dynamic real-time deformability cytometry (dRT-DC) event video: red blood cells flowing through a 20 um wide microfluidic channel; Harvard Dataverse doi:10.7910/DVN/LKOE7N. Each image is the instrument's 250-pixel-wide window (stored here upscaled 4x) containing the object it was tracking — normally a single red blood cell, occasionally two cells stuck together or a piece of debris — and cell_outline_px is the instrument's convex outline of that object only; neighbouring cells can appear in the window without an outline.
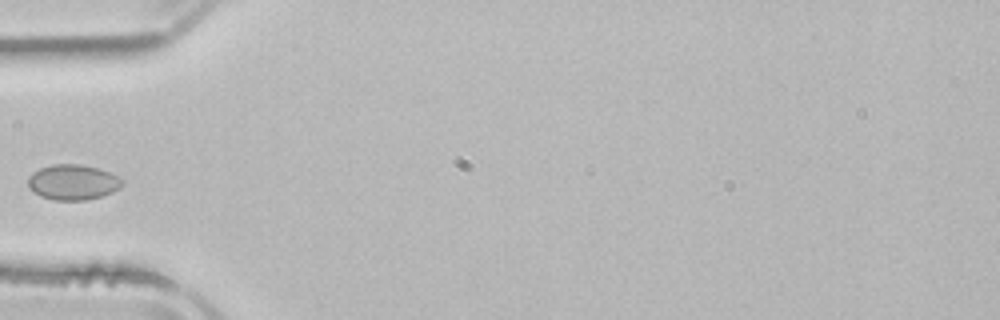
{"species": "common noctule bat (a hibernating species)", "species_latin": "Nyctalus noctula", "temperature_condition": "room temperature", "stored_images_in_passage": 4, "camera_frame_rate_fps": 3000, "um_per_image_px": 0.085, "animal": {"sex": "male", "body_mass_g": 21.5, "forearm_length_mm": 52.0}, "frame": {"image": 1, "passage_image": 4, "time_ms": 4.0, "image_size_px": [1000, 320], "cell_outline_px": [[120, 188], [112, 192], [88, 200], [52, 200], [40, 196], [28, 184], [28, 176], [32, 172], [40, 168], [52, 164], [80, 164], [96, 168], [108, 172], [116, 176], [120, 180]], "centroid_in_image_um": [6.15, 15.49], "position_along_channel_um": 78.9, "area_um2": 19.07}}